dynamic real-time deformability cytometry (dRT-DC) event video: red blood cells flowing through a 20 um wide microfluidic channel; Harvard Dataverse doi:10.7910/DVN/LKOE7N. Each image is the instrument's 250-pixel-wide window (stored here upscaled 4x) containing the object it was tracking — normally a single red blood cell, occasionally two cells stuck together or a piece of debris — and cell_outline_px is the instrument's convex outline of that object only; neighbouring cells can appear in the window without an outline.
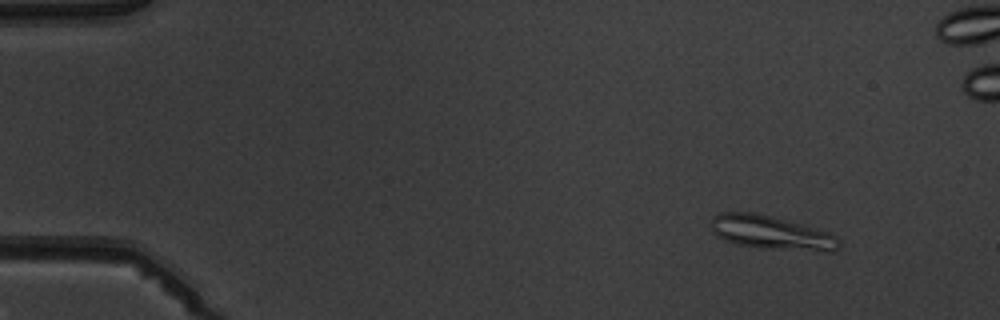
{"species": "common noctule bat (a hibernating species)", "species_latin": "Nyctalus noctula", "temperature_condition": "warm", "stored_images_in_passage": 4, "camera_frame_rate_fps": 3000, "um_per_image_px": 0.085, "animal": {"sex": "male", "body_mass_g": 19.5, "forearm_length_mm": 54.6}, "frame": {"image": 1, "passage_image": 1, "time_ms": 0.0, "image_size_px": [1000, 320], "cell_outline_px": [[840, 244], [836, 252], [828, 252], [764, 248], [736, 244], [724, 240], [716, 236], [712, 232], [712, 220], [720, 212], [752, 212], [772, 216], [800, 224], [836, 236], [840, 240]], "centroid_in_image_um": [65.55, 19.79], "position_along_channel_um": 19.4, "area_um2": 24.97}}